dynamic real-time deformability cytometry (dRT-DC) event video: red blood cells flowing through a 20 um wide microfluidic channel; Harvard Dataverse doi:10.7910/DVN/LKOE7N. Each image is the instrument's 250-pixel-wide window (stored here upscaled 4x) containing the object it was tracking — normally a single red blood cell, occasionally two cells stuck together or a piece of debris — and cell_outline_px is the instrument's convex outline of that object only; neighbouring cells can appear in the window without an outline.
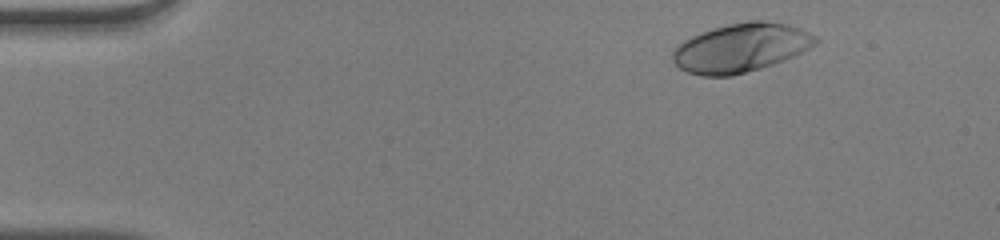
{"species": "human", "species_latin": "Homo sapiens", "temperature_condition": "warm", "stored_images_in_passage": 47, "camera_frame_rate_fps": 3000, "um_per_image_px": 0.085, "donor": {"sex": "male"}, "frame": {"image": 1, "passage_image": 3, "time_ms": 0.667, "image_size_px": [1000, 240], "cell_outline_px": [[820, 40], [816, 44], [792, 56], [772, 64], [760, 68], [732, 76], [700, 76], [688, 72], [680, 68], [672, 60], [672, 52], [684, 40], [700, 32], [712, 28], [728, 24], [748, 20], [764, 20], [788, 24], [800, 28], [816, 36]], "centroid_in_image_um": [62.96, 4.05], "position_along_channel_um": 22.0, "area_um2": 40.46}}
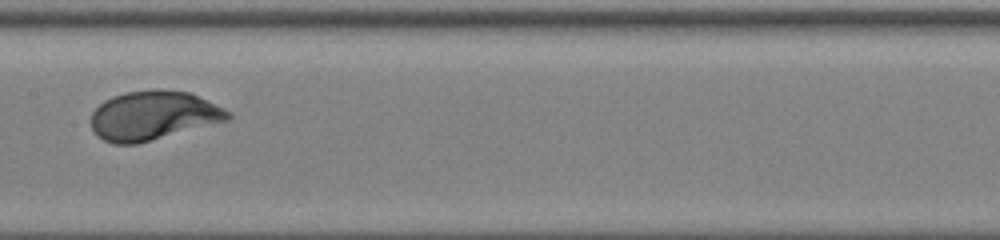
{"frame": {"image": 2, "passage_image": 23, "time_ms": 7.333, "image_size_px": [1000, 240], "cell_outline_px": [[232, 116], [228, 120], [136, 144], [112, 144], [96, 136], [92, 128], [92, 112], [104, 100], [112, 96], [124, 92], [192, 92], [232, 112]], "centroid_in_image_um": [13.02, 9.85], "position_along_channel_um": 194.4, "area_um2": 38.44}}
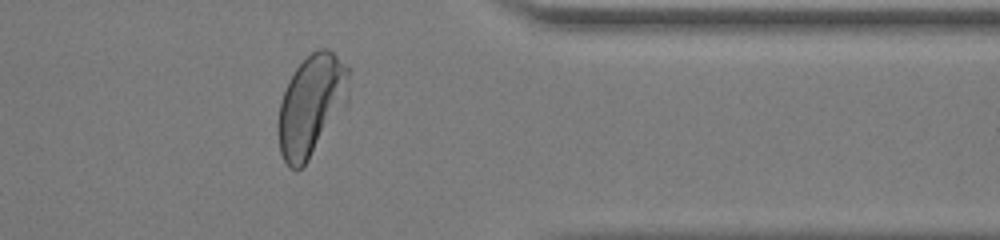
{"frame": {"image": 3, "passage_image": 38, "time_ms": 12.333, "image_size_px": [1000, 240], "cell_outline_px": [[348, 104], [308, 160], [296, 172], [288, 168], [280, 152], [280, 100], [288, 80], [296, 68], [316, 48], [328, 48], [348, 64]], "centroid_in_image_um": [26.5, 8.93], "position_along_channel_um": 384.9, "area_um2": 41.5}, "authors_computed_cell_mechanics": {"area_um2": 39.2462, "velocity_mm_per_s": 4.0424, "shape_relaxation_time_tau1_ms": 1.7431, "shape_relaxation_time_tau2_ms": null, "deformation_change_tau1": 0.1514, "deformation_change_tau2": null}}